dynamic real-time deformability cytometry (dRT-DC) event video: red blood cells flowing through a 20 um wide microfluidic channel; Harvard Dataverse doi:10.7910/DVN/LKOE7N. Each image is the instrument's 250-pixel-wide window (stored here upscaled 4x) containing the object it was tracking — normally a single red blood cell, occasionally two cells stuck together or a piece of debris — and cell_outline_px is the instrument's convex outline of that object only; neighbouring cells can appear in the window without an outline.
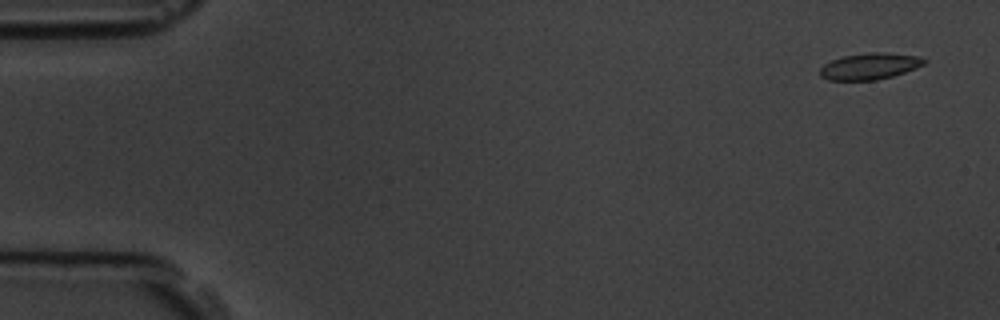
{"species": "common noctule bat (a hibernating species)", "species_latin": "Nyctalus noctula", "temperature_condition": "room temperature", "stored_images_in_passage": 4, "camera_frame_rate_fps": 3000, "um_per_image_px": 0.085, "animal": {"sex": "male", "body_mass_g": 19.5, "forearm_length_mm": 54.6}, "frame": {"image": 1, "passage_image": 1, "time_ms": 0.0, "image_size_px": [1000, 320], "cell_outline_px": [[928, 60], [924, 64], [916, 68], [892, 76], [876, 80], [828, 80], [820, 76], [820, 68], [824, 64], [832, 60], [844, 56], [872, 52], [884, 52], [916, 56]], "centroid_in_image_um": [73.91, 5.63], "position_along_channel_um": 11.1, "area_um2": 15.9}}